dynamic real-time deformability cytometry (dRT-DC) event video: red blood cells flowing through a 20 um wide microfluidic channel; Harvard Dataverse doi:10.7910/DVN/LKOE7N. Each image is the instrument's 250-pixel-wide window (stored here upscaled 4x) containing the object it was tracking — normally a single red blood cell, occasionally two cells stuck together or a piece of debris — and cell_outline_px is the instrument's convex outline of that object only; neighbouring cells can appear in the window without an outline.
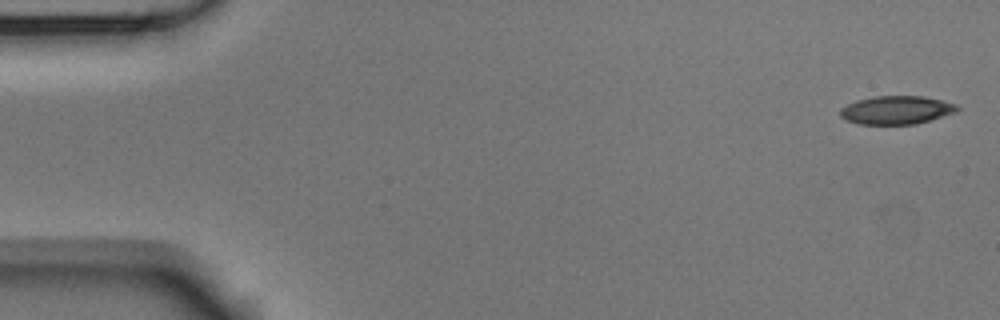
{"species": "Egyptian fruit bat (a non-hibernating species)", "species_latin": "Rousettus aegyptiacus", "temperature_condition": "room temperature", "stored_images_in_passage": 7, "camera_frame_rate_fps": 3000, "um_per_image_px": 0.085, "animal": {"sex": "male"}, "frame": {"image": 1, "passage_image": 1, "time_ms": 0.0, "image_size_px": [1000, 320], "cell_outline_px": [[960, 108], [956, 112], [916, 124], [860, 124], [848, 120], [840, 116], [840, 108], [856, 100], [872, 96], [924, 96], [956, 104]], "centroid_in_image_um": [76.19, 9.34], "position_along_channel_um": 8.8, "area_um2": 19.25}}
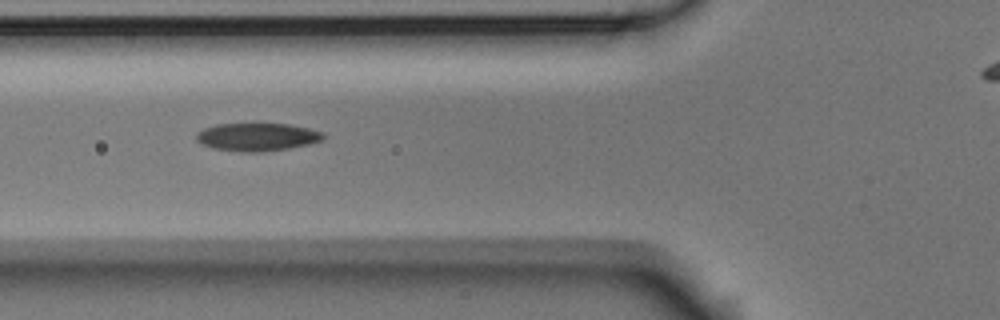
{"frame": {"image": 2, "passage_image": 6, "time_ms": 1.667, "image_size_px": [1000, 320], "cell_outline_px": [[324, 140], [308, 144], [288, 148], [260, 152], [240, 152], [212, 148], [196, 140], [196, 132], [204, 128], [216, 124], [288, 124], [308, 128], [324, 132]], "centroid_in_image_um": [21.85, 11.64], "position_along_channel_um": 103.9, "area_um2": 20.63}}
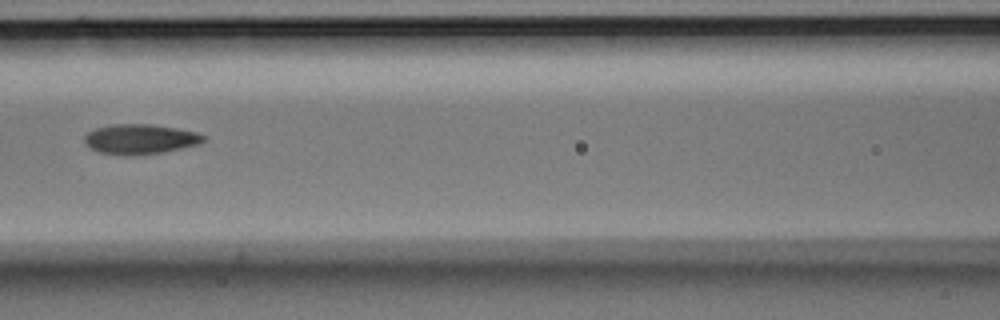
{"frame": {"image": 3, "passage_image": 7, "time_ms": 2.0, "image_size_px": [1000, 320], "cell_outline_px": [[204, 140], [200, 144], [160, 152], [124, 156], [100, 152], [88, 148], [84, 144], [84, 136], [88, 132], [96, 128], [112, 124], [152, 124], [176, 128], [196, 132], [204, 136]], "centroid_in_image_um": [11.85, 11.82], "position_along_channel_um": 154.7, "area_um2": 20.69}}